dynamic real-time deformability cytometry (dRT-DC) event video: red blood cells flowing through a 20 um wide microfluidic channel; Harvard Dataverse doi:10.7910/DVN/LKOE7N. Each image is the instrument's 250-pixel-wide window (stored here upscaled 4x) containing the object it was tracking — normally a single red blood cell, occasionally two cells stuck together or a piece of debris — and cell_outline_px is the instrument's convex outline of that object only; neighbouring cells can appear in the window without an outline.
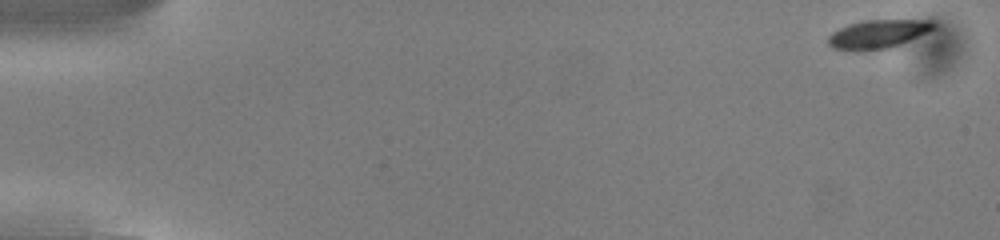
{"species": "common noctule bat (a hibernating species)", "species_latin": "Nyctalus noctula", "temperature_condition": "cold", "stored_images_in_passage": 53, "camera_frame_rate_fps": 3000, "um_per_image_px": 0.085, "animal": {"sex": "male", "body_mass_g": 13.0, "forearm_length_mm": 53.1}, "frame": {"image": 1, "passage_image": 1, "time_ms": 0.0, "image_size_px": [1000, 240], "cell_outline_px": [[936, 28], [928, 32], [900, 44], [888, 48], [856, 52], [832, 48], [828, 44], [828, 36], [832, 32], [848, 24], [864, 20], [932, 20], [936, 24]], "centroid_in_image_um": [74.61, 2.9], "position_along_channel_um": 10.4, "area_um2": 17.74}}
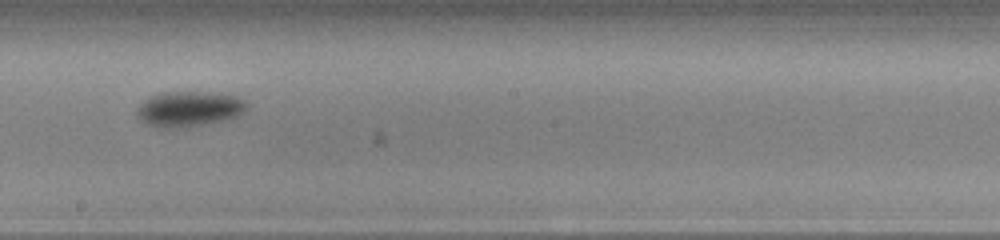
{"frame": {"image": 2, "passage_image": 30, "time_ms": 9.667, "image_size_px": [1000, 240], "cell_outline_px": [[252, 104], [244, 112], [232, 120], [188, 128], [164, 128], [148, 124], [140, 120], [136, 116], [136, 108], [144, 100], [160, 92], [208, 92], [236, 96]], "centroid_in_image_um": [16.13, 9.28], "position_along_channel_um": 232.1, "area_um2": 23.35}}
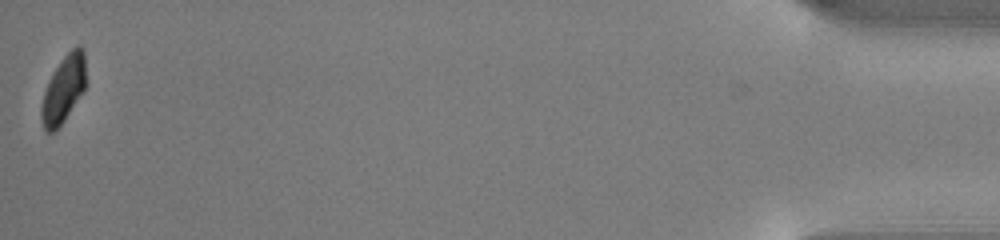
{"frame": {"image": 3, "passage_image": 53, "time_ms": 17.333, "image_size_px": [1000, 240], "cell_outline_px": [[84, 88], [64, 120], [52, 132], [48, 132], [44, 128], [40, 116], [40, 108], [44, 92], [56, 68], [64, 56], [76, 44], [80, 44], [84, 48]], "centroid_in_image_um": [5.38, 7.55], "position_along_channel_um": 429.8, "area_um2": 16.7}, "authors_computed_cell_mechanics": {"area_um2": 19.9988, "velocity_mm_per_s": 3.8017, "shape_relaxation_time_tau1_ms": 1.3928, "shape_relaxation_time_tau2_ms": null, "deformation_change_tau1": 0.0894, "deformation_change_tau2": null}}